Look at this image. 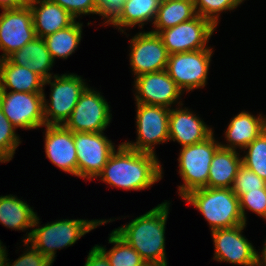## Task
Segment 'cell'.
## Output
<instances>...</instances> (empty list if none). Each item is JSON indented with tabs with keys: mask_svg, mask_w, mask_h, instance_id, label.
Listing matches in <instances>:
<instances>
[{
	"mask_svg": "<svg viewBox=\"0 0 266 266\" xmlns=\"http://www.w3.org/2000/svg\"><path fill=\"white\" fill-rule=\"evenodd\" d=\"M160 167L155 155L135 151L123 143L117 153L112 152L98 176L111 186L141 190L161 179Z\"/></svg>",
	"mask_w": 266,
	"mask_h": 266,
	"instance_id": "6da1fadb",
	"label": "cell"
},
{
	"mask_svg": "<svg viewBox=\"0 0 266 266\" xmlns=\"http://www.w3.org/2000/svg\"><path fill=\"white\" fill-rule=\"evenodd\" d=\"M168 203H162L128 225L113 230L132 246L149 264L167 266L165 257V225Z\"/></svg>",
	"mask_w": 266,
	"mask_h": 266,
	"instance_id": "7a4b0ae2",
	"label": "cell"
},
{
	"mask_svg": "<svg viewBox=\"0 0 266 266\" xmlns=\"http://www.w3.org/2000/svg\"><path fill=\"white\" fill-rule=\"evenodd\" d=\"M183 198L202 212L212 231L245 224L239 198L231 188H200Z\"/></svg>",
	"mask_w": 266,
	"mask_h": 266,
	"instance_id": "3957f363",
	"label": "cell"
},
{
	"mask_svg": "<svg viewBox=\"0 0 266 266\" xmlns=\"http://www.w3.org/2000/svg\"><path fill=\"white\" fill-rule=\"evenodd\" d=\"M108 221L101 220H62L44 227L33 229L28 233L25 245L29 242L32 247L49 258L52 262L55 257V249L74 244L80 237Z\"/></svg>",
	"mask_w": 266,
	"mask_h": 266,
	"instance_id": "277c9868",
	"label": "cell"
},
{
	"mask_svg": "<svg viewBox=\"0 0 266 266\" xmlns=\"http://www.w3.org/2000/svg\"><path fill=\"white\" fill-rule=\"evenodd\" d=\"M219 147L213 133L202 142L182 147L179 157V172L184 180L179 187L182 198L193 190L208 187L210 165Z\"/></svg>",
	"mask_w": 266,
	"mask_h": 266,
	"instance_id": "5b68a950",
	"label": "cell"
},
{
	"mask_svg": "<svg viewBox=\"0 0 266 266\" xmlns=\"http://www.w3.org/2000/svg\"><path fill=\"white\" fill-rule=\"evenodd\" d=\"M0 107L14 127L34 129L45 125L44 93L0 90Z\"/></svg>",
	"mask_w": 266,
	"mask_h": 266,
	"instance_id": "8992f818",
	"label": "cell"
},
{
	"mask_svg": "<svg viewBox=\"0 0 266 266\" xmlns=\"http://www.w3.org/2000/svg\"><path fill=\"white\" fill-rule=\"evenodd\" d=\"M55 80L51 83V77L44 81L51 84V106H47L44 96L45 125H62L69 118L77 104L80 95L86 89V85L77 75H54ZM51 116L52 120L49 119Z\"/></svg>",
	"mask_w": 266,
	"mask_h": 266,
	"instance_id": "52a82bcc",
	"label": "cell"
},
{
	"mask_svg": "<svg viewBox=\"0 0 266 266\" xmlns=\"http://www.w3.org/2000/svg\"><path fill=\"white\" fill-rule=\"evenodd\" d=\"M169 114L167 107L137 103L138 140L124 144L135 151L155 155L152 144L169 140Z\"/></svg>",
	"mask_w": 266,
	"mask_h": 266,
	"instance_id": "ba28073f",
	"label": "cell"
},
{
	"mask_svg": "<svg viewBox=\"0 0 266 266\" xmlns=\"http://www.w3.org/2000/svg\"><path fill=\"white\" fill-rule=\"evenodd\" d=\"M103 132H74L77 155V176L87 179L96 177L115 150Z\"/></svg>",
	"mask_w": 266,
	"mask_h": 266,
	"instance_id": "9c48e42d",
	"label": "cell"
},
{
	"mask_svg": "<svg viewBox=\"0 0 266 266\" xmlns=\"http://www.w3.org/2000/svg\"><path fill=\"white\" fill-rule=\"evenodd\" d=\"M212 49L169 54L166 71L177 86L188 91L206 83Z\"/></svg>",
	"mask_w": 266,
	"mask_h": 266,
	"instance_id": "30bf717a",
	"label": "cell"
},
{
	"mask_svg": "<svg viewBox=\"0 0 266 266\" xmlns=\"http://www.w3.org/2000/svg\"><path fill=\"white\" fill-rule=\"evenodd\" d=\"M215 27L211 21L197 14L188 21L162 30L159 35L168 54H176L206 49L205 44Z\"/></svg>",
	"mask_w": 266,
	"mask_h": 266,
	"instance_id": "8fae6325",
	"label": "cell"
},
{
	"mask_svg": "<svg viewBox=\"0 0 266 266\" xmlns=\"http://www.w3.org/2000/svg\"><path fill=\"white\" fill-rule=\"evenodd\" d=\"M109 112V105L100 93L86 87L62 125L72 132H102L110 123Z\"/></svg>",
	"mask_w": 266,
	"mask_h": 266,
	"instance_id": "7c38bea8",
	"label": "cell"
},
{
	"mask_svg": "<svg viewBox=\"0 0 266 266\" xmlns=\"http://www.w3.org/2000/svg\"><path fill=\"white\" fill-rule=\"evenodd\" d=\"M3 10L0 15V49L4 51L2 59H7L36 38V34L28 4Z\"/></svg>",
	"mask_w": 266,
	"mask_h": 266,
	"instance_id": "4fadbf2b",
	"label": "cell"
},
{
	"mask_svg": "<svg viewBox=\"0 0 266 266\" xmlns=\"http://www.w3.org/2000/svg\"><path fill=\"white\" fill-rule=\"evenodd\" d=\"M131 43L130 65L137 77L166 70L169 54L158 33H139Z\"/></svg>",
	"mask_w": 266,
	"mask_h": 266,
	"instance_id": "5bb4252c",
	"label": "cell"
},
{
	"mask_svg": "<svg viewBox=\"0 0 266 266\" xmlns=\"http://www.w3.org/2000/svg\"><path fill=\"white\" fill-rule=\"evenodd\" d=\"M245 224L212 231L215 259L245 266H256L257 252L241 235Z\"/></svg>",
	"mask_w": 266,
	"mask_h": 266,
	"instance_id": "9a60e30c",
	"label": "cell"
},
{
	"mask_svg": "<svg viewBox=\"0 0 266 266\" xmlns=\"http://www.w3.org/2000/svg\"><path fill=\"white\" fill-rule=\"evenodd\" d=\"M135 86L140 95L137 103L169 107L181 94V89L166 70L136 77Z\"/></svg>",
	"mask_w": 266,
	"mask_h": 266,
	"instance_id": "2e32d148",
	"label": "cell"
},
{
	"mask_svg": "<svg viewBox=\"0 0 266 266\" xmlns=\"http://www.w3.org/2000/svg\"><path fill=\"white\" fill-rule=\"evenodd\" d=\"M45 152L49 160L65 172L77 176L74 132L63 125H45Z\"/></svg>",
	"mask_w": 266,
	"mask_h": 266,
	"instance_id": "e0dca14e",
	"label": "cell"
},
{
	"mask_svg": "<svg viewBox=\"0 0 266 266\" xmlns=\"http://www.w3.org/2000/svg\"><path fill=\"white\" fill-rule=\"evenodd\" d=\"M40 3V7L35 4ZM36 37L45 38L75 22L67 10L50 0H29Z\"/></svg>",
	"mask_w": 266,
	"mask_h": 266,
	"instance_id": "ac0fdd59",
	"label": "cell"
},
{
	"mask_svg": "<svg viewBox=\"0 0 266 266\" xmlns=\"http://www.w3.org/2000/svg\"><path fill=\"white\" fill-rule=\"evenodd\" d=\"M169 140H177L183 147L199 143L213 132L198 117L186 110H170Z\"/></svg>",
	"mask_w": 266,
	"mask_h": 266,
	"instance_id": "d6986e66",
	"label": "cell"
},
{
	"mask_svg": "<svg viewBox=\"0 0 266 266\" xmlns=\"http://www.w3.org/2000/svg\"><path fill=\"white\" fill-rule=\"evenodd\" d=\"M8 59L13 64L29 68L34 73L38 74L44 81L52 77L48 71L54 63V60L52 59L43 38H34L21 49L10 55Z\"/></svg>",
	"mask_w": 266,
	"mask_h": 266,
	"instance_id": "ffe728a7",
	"label": "cell"
},
{
	"mask_svg": "<svg viewBox=\"0 0 266 266\" xmlns=\"http://www.w3.org/2000/svg\"><path fill=\"white\" fill-rule=\"evenodd\" d=\"M44 80L29 68L0 59V90L13 88L14 92L43 93Z\"/></svg>",
	"mask_w": 266,
	"mask_h": 266,
	"instance_id": "44dd1931",
	"label": "cell"
},
{
	"mask_svg": "<svg viewBox=\"0 0 266 266\" xmlns=\"http://www.w3.org/2000/svg\"><path fill=\"white\" fill-rule=\"evenodd\" d=\"M235 150L219 147L210 165L208 188H232L234 179L242 165Z\"/></svg>",
	"mask_w": 266,
	"mask_h": 266,
	"instance_id": "7402d4cb",
	"label": "cell"
},
{
	"mask_svg": "<svg viewBox=\"0 0 266 266\" xmlns=\"http://www.w3.org/2000/svg\"><path fill=\"white\" fill-rule=\"evenodd\" d=\"M265 129L266 119H262V116L255 118L249 113L241 112L231 120L226 131V138L231 145L220 147L231 150H235V146L246 148Z\"/></svg>",
	"mask_w": 266,
	"mask_h": 266,
	"instance_id": "603a6c76",
	"label": "cell"
},
{
	"mask_svg": "<svg viewBox=\"0 0 266 266\" xmlns=\"http://www.w3.org/2000/svg\"><path fill=\"white\" fill-rule=\"evenodd\" d=\"M34 211L22 200L14 196L0 197V222L13 229L23 230L38 224Z\"/></svg>",
	"mask_w": 266,
	"mask_h": 266,
	"instance_id": "cb8c5ba5",
	"label": "cell"
},
{
	"mask_svg": "<svg viewBox=\"0 0 266 266\" xmlns=\"http://www.w3.org/2000/svg\"><path fill=\"white\" fill-rule=\"evenodd\" d=\"M196 15L194 1L192 0H161L153 22L158 31L152 32L159 34L162 30L188 21Z\"/></svg>",
	"mask_w": 266,
	"mask_h": 266,
	"instance_id": "d4e9b609",
	"label": "cell"
},
{
	"mask_svg": "<svg viewBox=\"0 0 266 266\" xmlns=\"http://www.w3.org/2000/svg\"><path fill=\"white\" fill-rule=\"evenodd\" d=\"M161 0H125L121 10L109 22L114 26H134L156 18Z\"/></svg>",
	"mask_w": 266,
	"mask_h": 266,
	"instance_id": "484cf974",
	"label": "cell"
},
{
	"mask_svg": "<svg viewBox=\"0 0 266 266\" xmlns=\"http://www.w3.org/2000/svg\"><path fill=\"white\" fill-rule=\"evenodd\" d=\"M81 25L74 22L67 28L43 38L53 60L55 57L66 59L74 52L81 40Z\"/></svg>",
	"mask_w": 266,
	"mask_h": 266,
	"instance_id": "4316f807",
	"label": "cell"
},
{
	"mask_svg": "<svg viewBox=\"0 0 266 266\" xmlns=\"http://www.w3.org/2000/svg\"><path fill=\"white\" fill-rule=\"evenodd\" d=\"M109 243L115 244L109 252L101 246H96L106 255L111 266H144L146 264L140 254L114 231L110 234Z\"/></svg>",
	"mask_w": 266,
	"mask_h": 266,
	"instance_id": "83f0119b",
	"label": "cell"
},
{
	"mask_svg": "<svg viewBox=\"0 0 266 266\" xmlns=\"http://www.w3.org/2000/svg\"><path fill=\"white\" fill-rule=\"evenodd\" d=\"M247 148L242 164L266 181V129Z\"/></svg>",
	"mask_w": 266,
	"mask_h": 266,
	"instance_id": "f1b7e54d",
	"label": "cell"
},
{
	"mask_svg": "<svg viewBox=\"0 0 266 266\" xmlns=\"http://www.w3.org/2000/svg\"><path fill=\"white\" fill-rule=\"evenodd\" d=\"M14 129L0 107V162L10 161L20 143Z\"/></svg>",
	"mask_w": 266,
	"mask_h": 266,
	"instance_id": "f546056e",
	"label": "cell"
},
{
	"mask_svg": "<svg viewBox=\"0 0 266 266\" xmlns=\"http://www.w3.org/2000/svg\"><path fill=\"white\" fill-rule=\"evenodd\" d=\"M265 187L266 181L242 164L231 189L240 199L248 191H259V189Z\"/></svg>",
	"mask_w": 266,
	"mask_h": 266,
	"instance_id": "4dcf8cb0",
	"label": "cell"
},
{
	"mask_svg": "<svg viewBox=\"0 0 266 266\" xmlns=\"http://www.w3.org/2000/svg\"><path fill=\"white\" fill-rule=\"evenodd\" d=\"M242 1L243 0H194V6L195 10L198 9L196 11L198 15L208 19L216 26L218 23L217 14L219 12L227 9H234Z\"/></svg>",
	"mask_w": 266,
	"mask_h": 266,
	"instance_id": "1f68e13d",
	"label": "cell"
},
{
	"mask_svg": "<svg viewBox=\"0 0 266 266\" xmlns=\"http://www.w3.org/2000/svg\"><path fill=\"white\" fill-rule=\"evenodd\" d=\"M240 212L244 223L246 224L244 208L256 212L259 216L266 218V187L259 189V191H248L240 199Z\"/></svg>",
	"mask_w": 266,
	"mask_h": 266,
	"instance_id": "d6a6232c",
	"label": "cell"
},
{
	"mask_svg": "<svg viewBox=\"0 0 266 266\" xmlns=\"http://www.w3.org/2000/svg\"><path fill=\"white\" fill-rule=\"evenodd\" d=\"M30 250L31 251L24 253L18 258L11 266H50L52 264V261L38 250L33 247ZM5 256V249H3L0 242V266H10V264L6 262L8 260H6L7 258Z\"/></svg>",
	"mask_w": 266,
	"mask_h": 266,
	"instance_id": "836d02e7",
	"label": "cell"
},
{
	"mask_svg": "<svg viewBox=\"0 0 266 266\" xmlns=\"http://www.w3.org/2000/svg\"><path fill=\"white\" fill-rule=\"evenodd\" d=\"M67 10L73 17L79 14H99L96 0H50Z\"/></svg>",
	"mask_w": 266,
	"mask_h": 266,
	"instance_id": "e575fe53",
	"label": "cell"
},
{
	"mask_svg": "<svg viewBox=\"0 0 266 266\" xmlns=\"http://www.w3.org/2000/svg\"><path fill=\"white\" fill-rule=\"evenodd\" d=\"M125 0H96L99 14L110 22L121 10Z\"/></svg>",
	"mask_w": 266,
	"mask_h": 266,
	"instance_id": "d590c367",
	"label": "cell"
},
{
	"mask_svg": "<svg viewBox=\"0 0 266 266\" xmlns=\"http://www.w3.org/2000/svg\"><path fill=\"white\" fill-rule=\"evenodd\" d=\"M85 266H111V265L106 255L97 246H94L88 255Z\"/></svg>",
	"mask_w": 266,
	"mask_h": 266,
	"instance_id": "8d00e7d4",
	"label": "cell"
},
{
	"mask_svg": "<svg viewBox=\"0 0 266 266\" xmlns=\"http://www.w3.org/2000/svg\"><path fill=\"white\" fill-rule=\"evenodd\" d=\"M29 0H0L2 9L19 8L27 5Z\"/></svg>",
	"mask_w": 266,
	"mask_h": 266,
	"instance_id": "74e56055",
	"label": "cell"
},
{
	"mask_svg": "<svg viewBox=\"0 0 266 266\" xmlns=\"http://www.w3.org/2000/svg\"><path fill=\"white\" fill-rule=\"evenodd\" d=\"M262 255H263V256H262V260H263V261H260V257H259L258 254H257L256 266H261L262 263H264L265 266H266V244H265L264 250H263V252H262Z\"/></svg>",
	"mask_w": 266,
	"mask_h": 266,
	"instance_id": "f35d334b",
	"label": "cell"
},
{
	"mask_svg": "<svg viewBox=\"0 0 266 266\" xmlns=\"http://www.w3.org/2000/svg\"><path fill=\"white\" fill-rule=\"evenodd\" d=\"M144 266H164V265L146 263Z\"/></svg>",
	"mask_w": 266,
	"mask_h": 266,
	"instance_id": "ab89813d",
	"label": "cell"
}]
</instances>
